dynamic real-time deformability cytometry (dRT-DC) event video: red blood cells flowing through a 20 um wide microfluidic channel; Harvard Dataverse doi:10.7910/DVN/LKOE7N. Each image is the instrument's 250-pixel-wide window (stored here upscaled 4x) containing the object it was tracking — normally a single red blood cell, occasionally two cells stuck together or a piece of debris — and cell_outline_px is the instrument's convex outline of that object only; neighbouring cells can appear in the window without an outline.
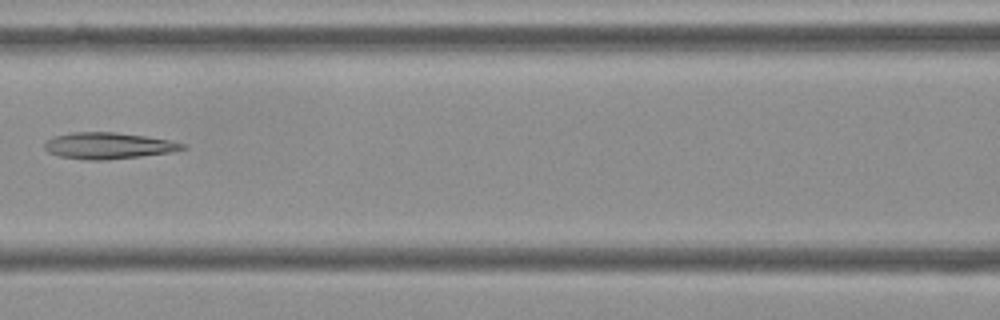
{"species": "Egyptian fruit bat (a non-hibernating species)", "species_latin": "Rousettus aegyptiacus", "temperature_condition": "cold", "stored_images_in_passage": 10, "camera_frame_rate_fps": 3000, "um_per_image_px": 0.085, "frame": {"image": 1, "passage_image": 7, "time_ms": 2.0, "image_size_px": [1000, 320], "cell_outline_px": [[188, 148], [168, 152], [140, 156], [108, 160], [88, 160], [60, 156], [48, 152], [44, 148], [44, 144], [52, 136], [72, 132], [116, 132], [172, 140], [188, 144]], "centroid_in_image_um": [9.22, 12.38], "position_along_channel_um": 157.4, "area_um2": 21.27}}
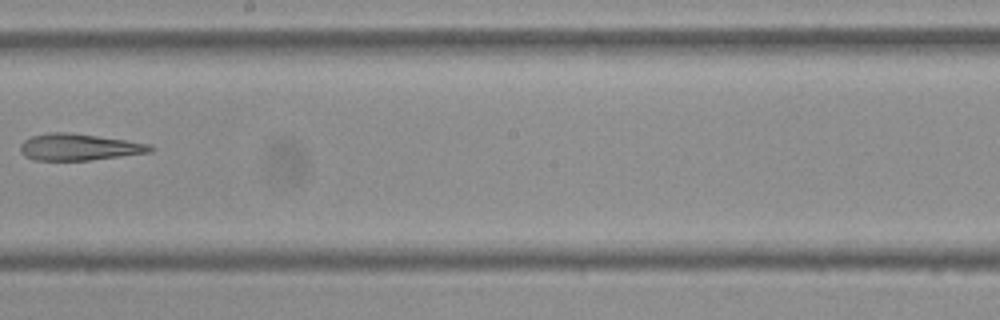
{"frame": {"image": 2, "passage_image": 9, "time_ms": 2.667, "image_size_px": [1000, 320], "cell_outline_px": [[156, 148], [152, 152], [88, 160], [32, 160], [24, 156], [20, 152], [20, 144], [24, 140], [32, 136], [48, 132], [64, 132], [128, 140], [152, 144]], "centroid_in_image_um": [6.72, 12.5], "position_along_channel_um": 241.5, "area_um2": 20.23}}
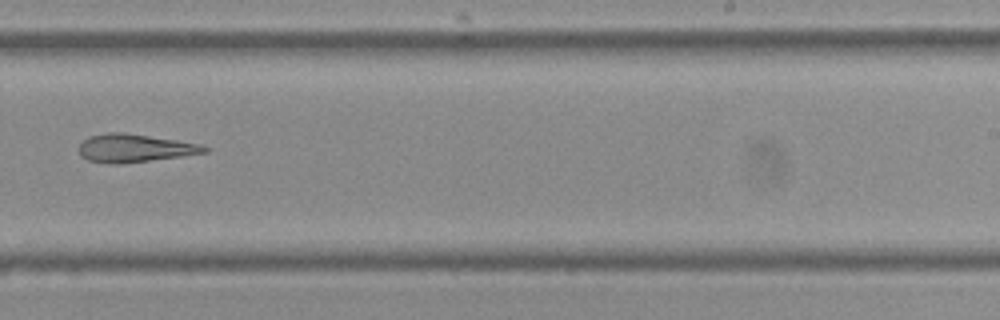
{"frame": {"image": 3, "passage_image": 10, "time_ms": 3.0, "image_size_px": [1000, 320], "cell_outline_px": [[208, 152], [184, 156], [116, 164], [108, 164], [88, 160], [80, 156], [80, 144], [88, 136], [108, 132], [120, 132], [176, 140], [200, 144], [208, 148]], "centroid_in_image_um": [11.42, 12.59], "position_along_channel_um": 277.6, "area_um2": 20.35}}